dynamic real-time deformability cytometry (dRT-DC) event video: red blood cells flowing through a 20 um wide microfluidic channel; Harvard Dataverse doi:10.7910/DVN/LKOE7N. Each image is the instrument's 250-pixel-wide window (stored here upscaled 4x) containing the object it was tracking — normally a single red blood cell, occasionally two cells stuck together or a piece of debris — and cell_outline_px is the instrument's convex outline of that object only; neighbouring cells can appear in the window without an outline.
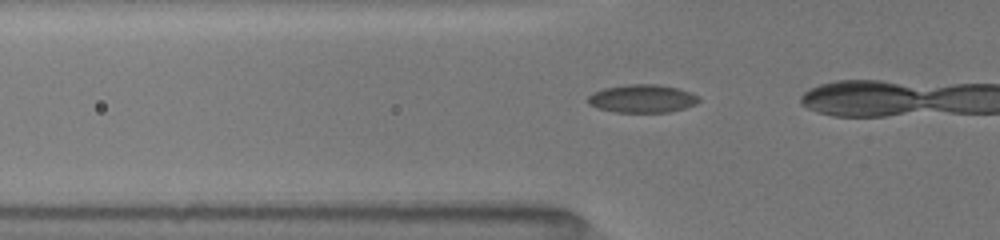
{"species": "common noctule bat (a hibernating species)", "species_latin": "Nyctalus noctula", "temperature_condition": "room temperature", "stored_images_in_passage": 15, "camera_frame_rate_fps": 3000, "um_per_image_px": 0.085, "animal": {"sex": "female", "body_mass_g": 19.5, "forearm_length_mm": 54.1}, "frame": {"image": 1, "passage_image": 13, "time_ms": 4.0, "image_size_px": [1000, 240], "cell_outline_px": [[700, 100], [696, 104], [684, 108], [668, 112], [616, 112], [596, 108], [588, 104], [588, 96], [592, 92], [604, 88], [628, 84], [660, 84], [676, 88], [700, 96]], "centroid_in_image_um": [54.57, 8.38], "position_along_channel_um": 71.2, "area_um2": 18.21}}